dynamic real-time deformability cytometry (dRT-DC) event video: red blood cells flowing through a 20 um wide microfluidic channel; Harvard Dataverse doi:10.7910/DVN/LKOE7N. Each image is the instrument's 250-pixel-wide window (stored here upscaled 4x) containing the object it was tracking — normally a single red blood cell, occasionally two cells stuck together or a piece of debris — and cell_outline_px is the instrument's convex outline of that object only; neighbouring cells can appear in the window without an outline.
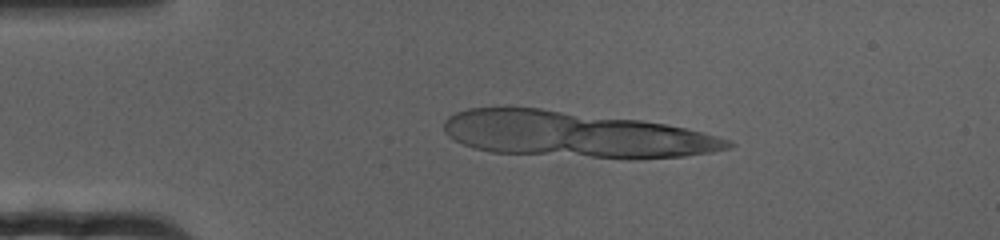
{"species": "human", "species_latin": "Homo sapiens", "temperature_condition": "cold", "stored_images_in_passage": 14, "camera_frame_rate_fps": 3000, "um_per_image_px": 0.085, "donor": {"sex": "female"}, "frame": {"image": 1, "passage_image": 1, "time_ms": 0.0, "image_size_px": [1000, 240], "cell_outline_px": [[696, 152], [676, 156], [600, 156], [584, 152], [560, 144], [568, 128], [572, 124], [608, 120], [628, 120], [660, 124], [680, 128], [692, 132], [696, 148]], "centroid_in_image_um": [53.46, 11.81], "position_along_channel_um": 31.5, "area_um2": 29.07}}
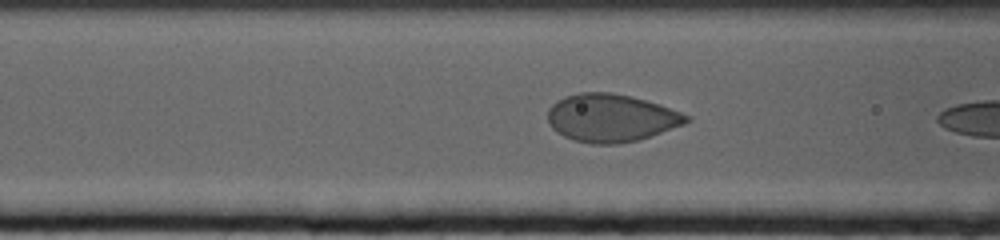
{"frame": {"image": 2, "passage_image": 12, "time_ms": 3.667, "image_size_px": [1000, 240], "cell_outline_px": [[684, 120], [676, 124], [656, 132], [644, 136], [628, 140], [584, 140], [552, 120], [552, 108], [556, 104], [572, 96], [624, 96], [640, 100], [664, 108], [684, 116]], "centroid_in_image_um": [52.03, 9.99], "position_along_channel_um": 114.6, "area_um2": 31.44}}